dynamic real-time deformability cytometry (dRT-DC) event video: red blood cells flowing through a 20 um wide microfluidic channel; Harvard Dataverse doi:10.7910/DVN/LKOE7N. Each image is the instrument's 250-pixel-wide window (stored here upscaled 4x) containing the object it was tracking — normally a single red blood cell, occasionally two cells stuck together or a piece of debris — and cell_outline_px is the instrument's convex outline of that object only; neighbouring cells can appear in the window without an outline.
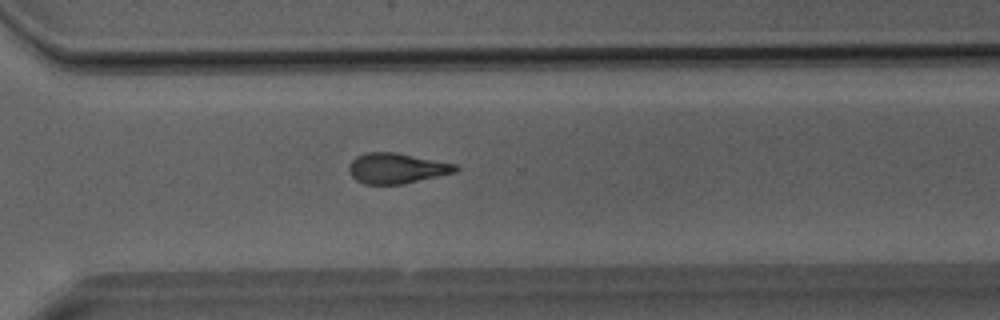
{"species": "Egyptian fruit bat (a non-hibernating species)", "species_latin": "Rousettus aegyptiacus", "temperature_condition": "room temperature", "stored_images_in_passage": 39, "camera_frame_rate_fps": 3000, "um_per_image_px": 0.085, "animal": {"sex": "male"}, "frame": {"image": 1, "passage_image": 28, "time_ms": 9.0, "image_size_px": [1000, 320], "cell_outline_px": [[460, 168], [456, 172], [400, 184], [364, 184], [356, 180], [348, 172], [348, 164], [356, 156], [368, 152], [396, 152], [456, 164]], "centroid_in_image_um": [33.68, 14.29], "position_along_channel_um": 336.9, "area_um2": 18.84}}
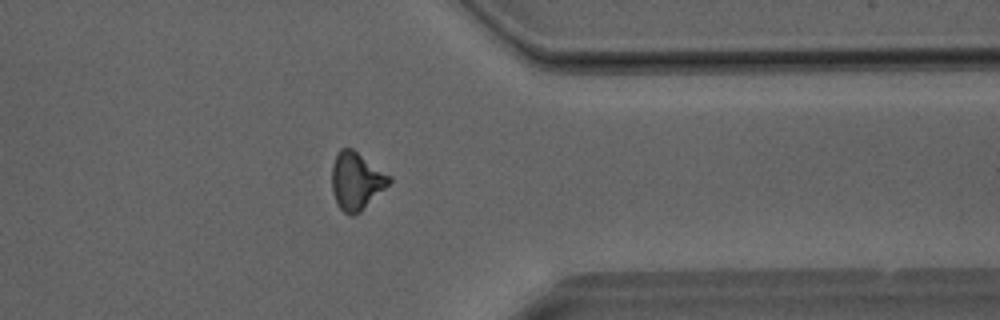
{"frame": {"image": 2, "passage_image": 31, "time_ms": 10.0, "image_size_px": [1000, 320], "cell_outline_px": [[392, 180], [360, 212], [352, 216], [348, 216], [340, 208], [332, 192], [332, 164], [340, 148], [352, 148], [392, 176]], "centroid_in_image_um": [30.28, 15.37], "position_along_channel_um": 381.1, "area_um2": 19.07}}
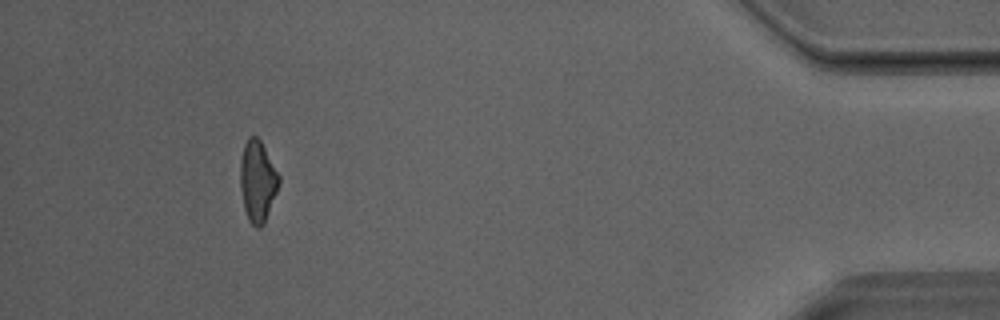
{"frame": {"image": 3, "passage_image": 36, "time_ms": 11.667, "image_size_px": [1000, 320], "cell_outline_px": [[280, 184], [264, 224], [260, 228], [256, 228], [248, 220], [244, 208], [240, 188], [240, 160], [244, 144], [248, 136], [256, 136], [260, 140], [280, 176]], "centroid_in_image_um": [21.89, 15.41], "position_along_channel_um": 413.3, "area_um2": 18.44}}